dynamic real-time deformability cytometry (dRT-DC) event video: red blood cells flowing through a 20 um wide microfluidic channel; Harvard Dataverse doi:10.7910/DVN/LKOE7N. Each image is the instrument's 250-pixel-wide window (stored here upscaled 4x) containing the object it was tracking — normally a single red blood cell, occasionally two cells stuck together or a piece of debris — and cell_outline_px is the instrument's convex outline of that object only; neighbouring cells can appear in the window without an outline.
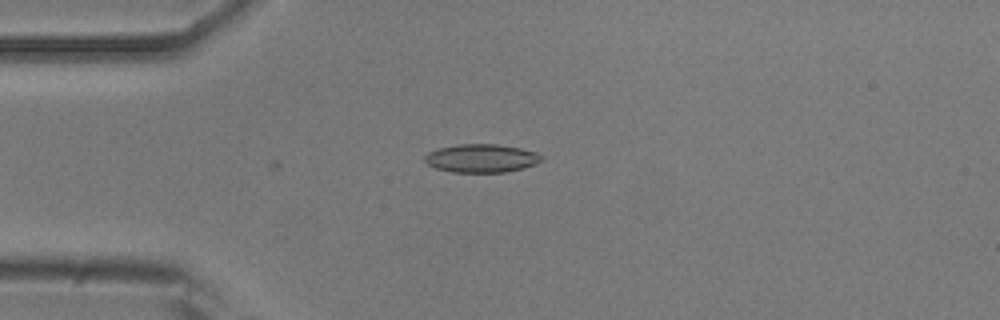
{"species": "common noctule bat (a hibernating species)", "species_latin": "Nyctalus noctula", "temperature_condition": "room temperature", "stored_images_in_passage": 3, "camera_frame_rate_fps": 3000, "um_per_image_px": 0.085, "animal": {"sex": "male", "body_mass_g": 20.5, "forearm_length_mm": 52.5}, "frame": {"image": 1, "passage_image": 1, "time_ms": 0.0, "image_size_px": [1000, 320], "cell_outline_px": [[540, 160], [536, 164], [524, 168], [504, 172], [452, 172], [436, 168], [428, 164], [424, 160], [424, 156], [428, 152], [440, 148], [456, 144], [496, 144], [520, 148], [536, 152], [540, 156]], "centroid_in_image_um": [40.89, 13.45], "position_along_channel_um": 44.1, "area_um2": 19.13}}
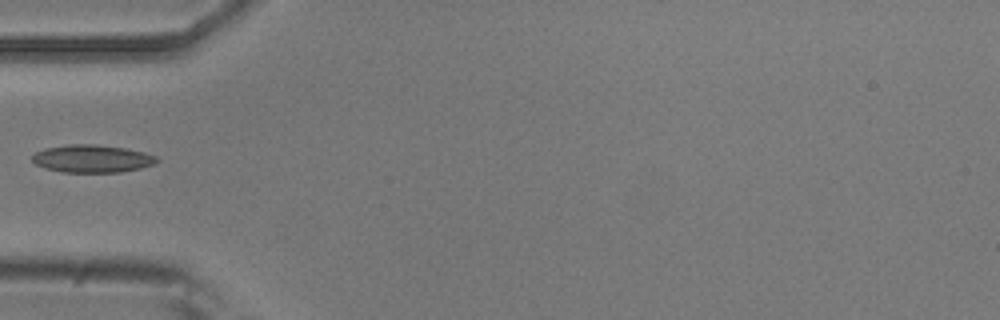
{"frame": {"image": 2, "passage_image": 2, "time_ms": 0.333, "image_size_px": [1000, 320], "cell_outline_px": [[160, 160], [152, 164], [140, 168], [120, 172], [64, 172], [44, 168], [36, 164], [32, 160], [32, 156], [36, 152], [44, 148], [68, 144], [96, 144], [124, 148], [144, 152], [156, 156]], "centroid_in_image_um": [7.81, 13.48], "position_along_channel_um": 77.2, "area_um2": 20.06}}
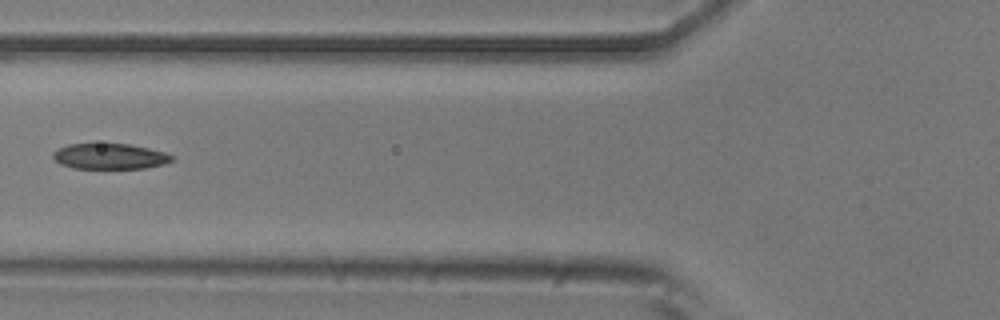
{"frame": {"image": 3, "passage_image": 3, "time_ms": 0.667, "image_size_px": [1000, 320], "cell_outline_px": [[176, 160], [164, 164], [144, 168], [72, 168], [60, 164], [52, 156], [52, 152], [68, 144], [128, 144], [148, 148], [164, 152], [172, 156]], "centroid_in_image_um": [9.34, 13.29], "position_along_channel_um": 116.5, "area_um2": 17.63}}